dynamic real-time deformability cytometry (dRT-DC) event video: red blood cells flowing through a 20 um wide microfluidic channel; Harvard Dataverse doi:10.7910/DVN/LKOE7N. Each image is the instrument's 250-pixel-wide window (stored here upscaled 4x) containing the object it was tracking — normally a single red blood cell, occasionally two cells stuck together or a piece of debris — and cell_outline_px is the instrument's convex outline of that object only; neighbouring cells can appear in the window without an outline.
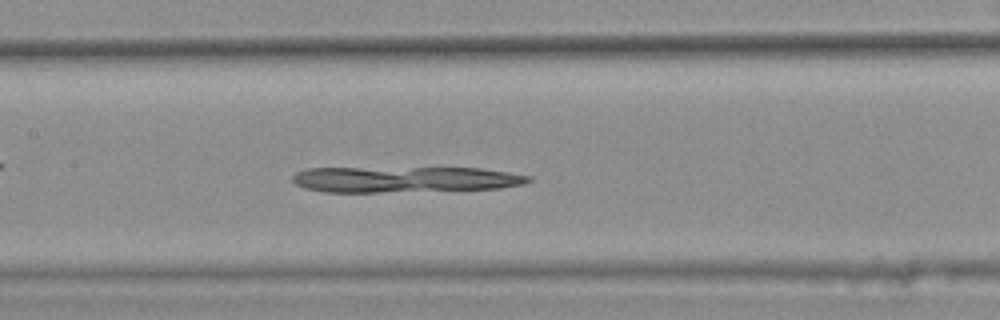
{"species": "common noctule bat (a hibernating species)", "species_latin": "Nyctalus noctula", "temperature_condition": "warm", "stored_images_in_passage": 42, "camera_frame_rate_fps": 3000, "um_per_image_px": 0.085, "animal": {"sex": "female", "body_mass_g": 25.1}, "frame": {"image": 1, "passage_image": 24, "time_ms": 7.667, "image_size_px": [1000, 320], "cell_outline_px": [[532, 180], [524, 184], [500, 188], [380, 192], [324, 192], [304, 188], [296, 184], [292, 180], [292, 176], [296, 172], [308, 168], [480, 168], [508, 172], [532, 176]], "centroid_in_image_um": [34.39, 15.25], "position_along_channel_um": 173.0, "area_um2": 35.55}}